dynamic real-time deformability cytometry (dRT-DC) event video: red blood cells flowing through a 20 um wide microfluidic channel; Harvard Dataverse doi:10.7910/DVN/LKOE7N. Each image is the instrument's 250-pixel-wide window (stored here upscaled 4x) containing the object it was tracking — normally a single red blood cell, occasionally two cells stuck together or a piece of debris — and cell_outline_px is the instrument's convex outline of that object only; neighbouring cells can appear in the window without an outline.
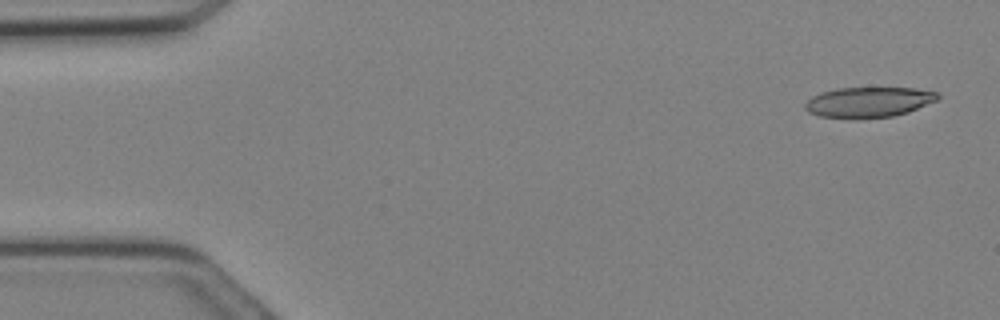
{"species": "Egyptian fruit bat (a non-hibernating species)", "species_latin": "Rousettus aegyptiacus", "temperature_condition": "cold", "stored_images_in_passage": 9, "camera_frame_rate_fps": 3000, "um_per_image_px": 0.085, "animal": {"sex": "female"}, "frame": {"image": 1, "passage_image": 1, "time_ms": 0.0, "image_size_px": [1000, 320], "cell_outline_px": [[940, 96], [936, 100], [908, 112], [892, 116], [820, 116], [808, 112], [804, 108], [804, 104], [812, 96], [820, 92], [836, 88], [916, 88], [936, 92]], "centroid_in_image_um": [73.82, 8.64], "position_along_channel_um": 11.2, "area_um2": 22.66}}